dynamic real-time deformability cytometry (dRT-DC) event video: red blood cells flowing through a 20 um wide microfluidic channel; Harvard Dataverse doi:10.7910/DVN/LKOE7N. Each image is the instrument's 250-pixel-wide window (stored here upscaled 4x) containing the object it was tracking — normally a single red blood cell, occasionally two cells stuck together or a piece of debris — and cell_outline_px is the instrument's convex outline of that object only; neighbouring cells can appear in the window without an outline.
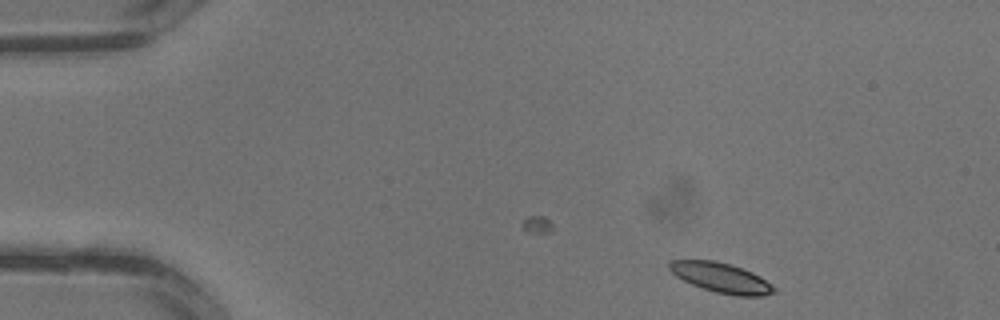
{"species": "common noctule bat (a hibernating species)", "species_latin": "Nyctalus noctula", "temperature_condition": "warm", "stored_images_in_passage": 2, "camera_frame_rate_fps": 3000, "um_per_image_px": 0.085, "animal": {"sex": "male", "body_mass_g": 13.3}, "frame": {"image": 1, "passage_image": 1, "time_ms": 0.0, "image_size_px": [1000, 320], "cell_outline_px": [[776, 292], [764, 296], [736, 296], [716, 292], [692, 284], [676, 276], [668, 268], [668, 260], [712, 260], [732, 264], [752, 272], [760, 276], [772, 284], [776, 288]], "centroid_in_image_um": [61.32, 23.6], "position_along_channel_um": 23.7, "area_um2": 18.26}}